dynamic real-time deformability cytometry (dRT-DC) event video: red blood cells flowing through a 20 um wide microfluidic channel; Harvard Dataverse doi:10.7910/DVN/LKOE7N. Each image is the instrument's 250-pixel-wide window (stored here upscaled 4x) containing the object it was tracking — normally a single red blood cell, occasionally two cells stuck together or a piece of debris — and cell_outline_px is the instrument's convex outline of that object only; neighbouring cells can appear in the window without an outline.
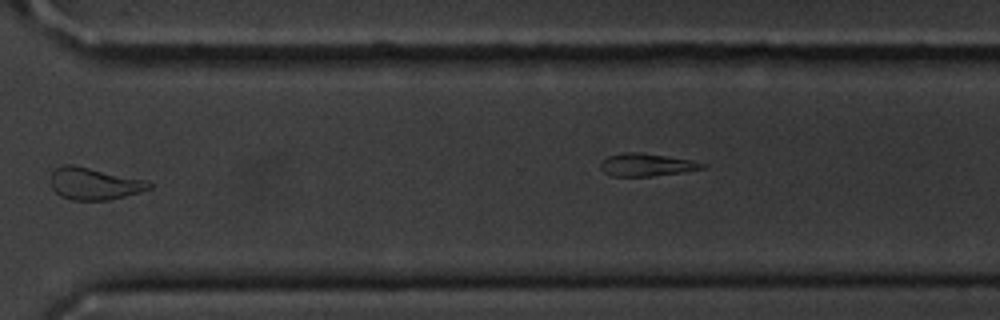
{"species": "common noctule bat (a hibernating species)", "species_latin": "Nyctalus noctula", "temperature_condition": "cold", "stored_images_in_passage": 16, "camera_frame_rate_fps": 3000, "um_per_image_px": 0.085, "animal": {"sex": "male", "body_mass_g": 20.1, "forearm_length_mm": 53.5}, "frame": {"image": 1, "passage_image": 12, "time_ms": 13.667, "image_size_px": [1000, 320], "cell_outline_px": [[152, 188], [140, 192], [108, 200], [72, 200], [60, 196], [52, 188], [52, 172], [60, 164], [72, 164], [144, 180], [152, 184]], "centroid_in_image_um": [7.98, 15.62], "position_along_channel_um": 362.6, "area_um2": 18.15}}
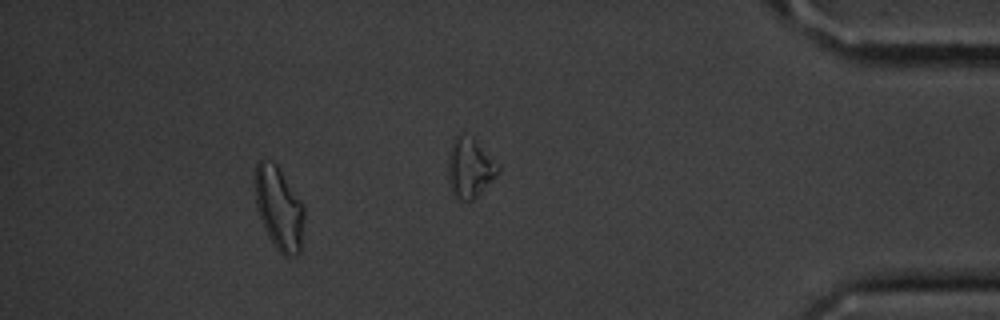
{"frame": {"image": 2, "passage_image": 14, "time_ms": 16.667, "image_size_px": [1000, 320], "cell_outline_px": [[304, 216], [300, 252], [296, 256], [284, 256], [272, 244], [264, 228], [256, 204], [256, 164], [264, 156], [276, 164], [304, 204]], "centroid_in_image_um": [23.73, 17.7], "position_along_channel_um": 411.5, "area_um2": 23.76}, "authors_computed_cell_mechanics": {"area_um2": 18.9584, "velocity_mm_per_s": 3.6245, "shape_relaxation_time_tau1_ms": null, "shape_relaxation_time_tau2_ms": 4.1855, "deformation_change_tau1": null, "deformation_change_tau2": 0.1047}}